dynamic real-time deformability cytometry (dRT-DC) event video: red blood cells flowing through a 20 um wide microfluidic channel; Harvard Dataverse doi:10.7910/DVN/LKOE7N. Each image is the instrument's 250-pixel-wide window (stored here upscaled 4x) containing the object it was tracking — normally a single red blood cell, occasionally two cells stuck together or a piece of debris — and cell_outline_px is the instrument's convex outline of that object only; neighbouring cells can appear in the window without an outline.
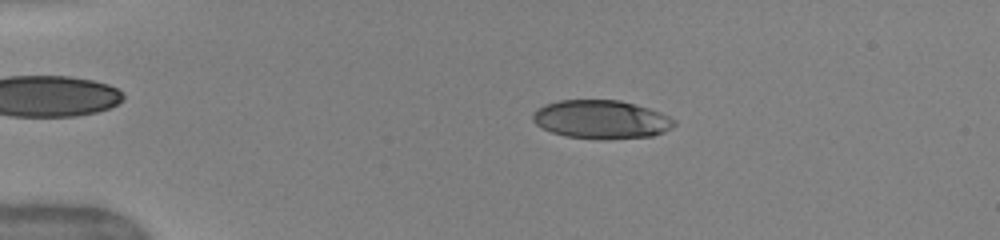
{"species": "human", "species_latin": "Homo sapiens", "temperature_condition": "warm", "stored_images_in_passage": 50, "camera_frame_rate_fps": 3000, "um_per_image_px": 0.085, "donor": {"sex": "female"}, "frame": {"image": 1, "passage_image": 10, "time_ms": 3.0, "image_size_px": [1000, 240], "cell_outline_px": [[676, 124], [672, 128], [664, 132], [652, 136], [568, 136], [552, 132], [536, 124], [532, 120], [532, 112], [536, 108], [544, 104], [560, 100], [620, 100], [648, 108], [660, 112], [676, 120]], "centroid_in_image_um": [51.08, 10.09], "position_along_channel_um": 33.9, "area_um2": 30.69}}
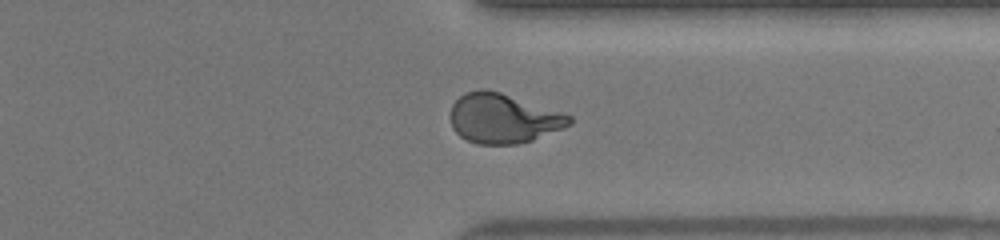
{"frame": {"image": 2, "passage_image": 39, "time_ms": 12.667, "image_size_px": [1000, 240], "cell_outline_px": [[572, 124], [564, 128], [532, 140], [516, 144], [476, 144], [460, 136], [452, 128], [448, 116], [452, 104], [464, 92], [480, 88], [484, 88], [500, 92], [564, 112], [572, 116]], "centroid_in_image_um": [42.75, 10.05], "position_along_channel_um": 368.6, "area_um2": 34.85}}
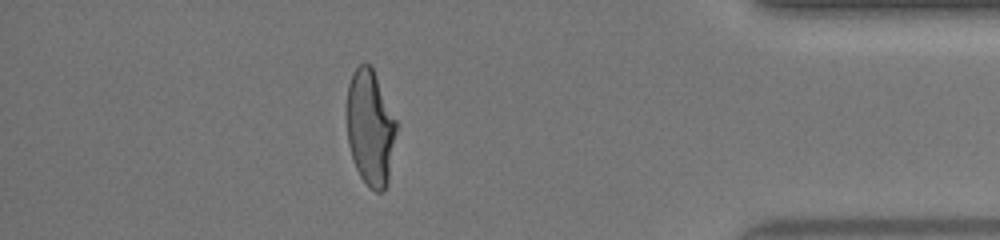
{"frame": {"image": 3, "passage_image": 44, "time_ms": 14.333, "image_size_px": [1000, 240], "cell_outline_px": [[396, 132], [388, 184], [384, 192], [376, 192], [360, 176], [356, 168], [348, 144], [348, 84], [356, 68], [360, 64], [372, 64], [396, 120]], "centroid_in_image_um": [31.5, 10.86], "position_along_channel_um": 403.7, "area_um2": 33.12}, "authors_computed_cell_mechanics": {"area_um2": 33.8997, "velocity_mm_per_s": 4.0473, "shape_relaxation_time_tau1_ms": 4.4844, "shape_relaxation_time_tau2_ms": null, "deformation_change_tau1": 0.2318, "deformation_change_tau2": null}}